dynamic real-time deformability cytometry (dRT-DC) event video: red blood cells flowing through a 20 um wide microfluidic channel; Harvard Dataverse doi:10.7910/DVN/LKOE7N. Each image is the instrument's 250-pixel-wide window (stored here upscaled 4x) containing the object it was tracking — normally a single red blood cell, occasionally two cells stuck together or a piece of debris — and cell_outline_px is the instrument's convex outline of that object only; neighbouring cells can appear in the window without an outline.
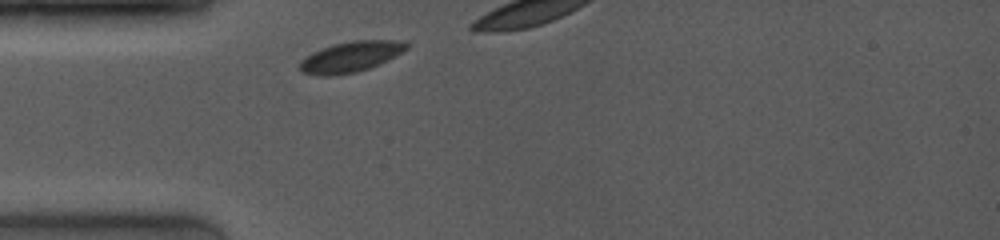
{"species": "common noctule bat (a hibernating species)", "species_latin": "Nyctalus noctula", "temperature_condition": "room temperature", "stored_images_in_passage": 5, "camera_frame_rate_fps": 4000, "um_per_image_px": 0.085, "animal": {"sex": "female", "body_mass_g": 19.0, "forearm_length_mm": 53.3}, "frame": {"image": 1, "passage_image": 1, "time_ms": 0.0, "image_size_px": [1000, 240], "cell_outline_px": [[412, 44], [408, 48], [380, 64], [356, 72], [332, 76], [320, 76], [300, 72], [300, 60], [312, 52], [320, 48], [332, 44], [352, 40], [408, 40]], "centroid_in_image_um": [29.82, 4.81], "position_along_channel_um": 55.2, "area_um2": 19.36}}
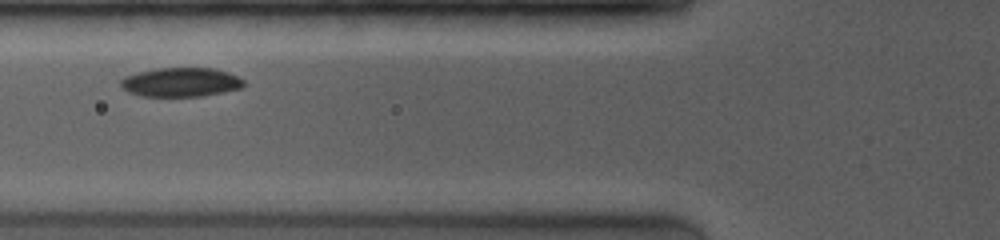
{"frame": {"image": 2, "passage_image": 3, "time_ms": 2.5, "image_size_px": [1000, 240], "cell_outline_px": [[244, 84], [240, 88], [224, 92], [204, 96], [140, 96], [128, 92], [120, 84], [120, 80], [124, 76], [156, 68], [212, 68], [228, 72], [244, 80]], "centroid_in_image_um": [15.36, 6.99], "position_along_channel_um": 110.4, "area_um2": 20.81}}